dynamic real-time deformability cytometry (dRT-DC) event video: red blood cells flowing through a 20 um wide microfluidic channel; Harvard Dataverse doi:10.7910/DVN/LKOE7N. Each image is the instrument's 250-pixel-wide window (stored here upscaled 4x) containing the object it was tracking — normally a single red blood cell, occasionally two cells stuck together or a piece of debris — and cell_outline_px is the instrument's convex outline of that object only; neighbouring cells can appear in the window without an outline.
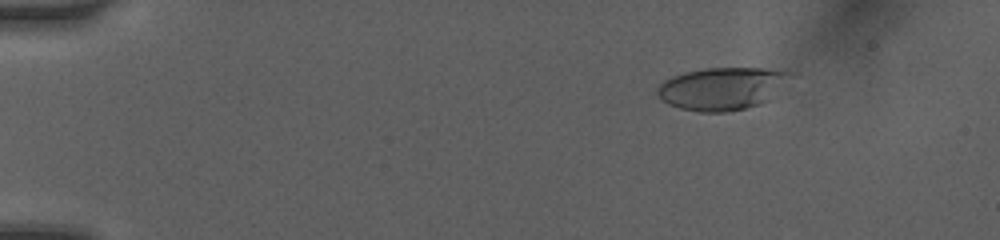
{"species": "human", "species_latin": "Homo sapiens", "temperature_condition": "room temperature", "stored_images_in_passage": 33, "camera_frame_rate_fps": 3000, "um_per_image_px": 0.085, "donor": {"sex": "female"}, "frame": {"image": 1, "passage_image": 14, "time_ms": 2.333, "image_size_px": [1000, 240], "cell_outline_px": [[796, 76], [768, 100], [760, 104], [728, 112], [700, 112], [680, 108], [668, 104], [656, 92], [656, 88], [664, 80], [672, 76], [684, 72], [704, 68], [784, 68], [796, 72]], "centroid_in_image_um": [61.48, 7.49], "position_along_channel_um": 23.5, "area_um2": 33.64}}
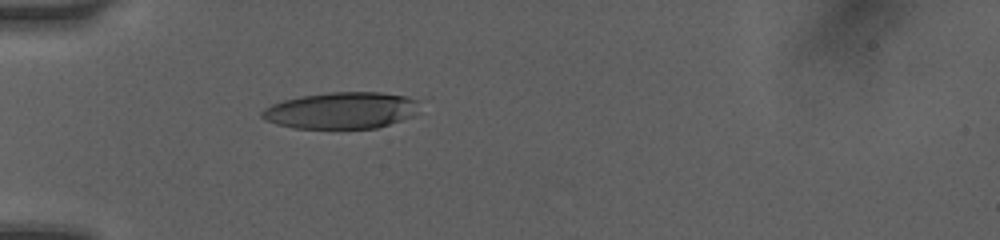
{"frame": {"image": 2, "passage_image": 30, "time_ms": 5.333, "image_size_px": [1000, 240], "cell_outline_px": [[416, 100], [412, 116], [376, 128], [296, 128], [276, 124], [264, 120], [260, 116], [260, 112], [264, 108], [272, 104], [284, 100], [300, 96], [328, 92], [380, 92], [408, 96]], "centroid_in_image_um": [28.92, 9.38], "position_along_channel_um": 56.1, "area_um2": 33.29}}